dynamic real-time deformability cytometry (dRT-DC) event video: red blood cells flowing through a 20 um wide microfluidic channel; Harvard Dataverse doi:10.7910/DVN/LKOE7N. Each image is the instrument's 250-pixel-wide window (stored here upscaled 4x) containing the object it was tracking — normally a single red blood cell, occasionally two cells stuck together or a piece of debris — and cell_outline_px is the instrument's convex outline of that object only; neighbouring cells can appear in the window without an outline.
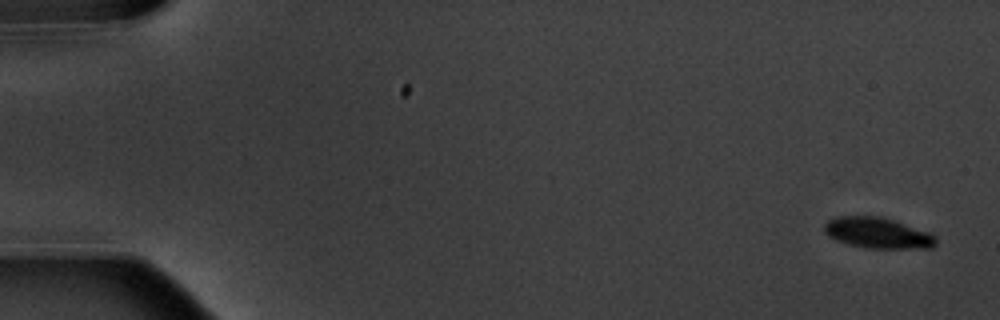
{"species": "common noctule bat (a hibernating species)", "species_latin": "Nyctalus noctula", "temperature_condition": "warm", "stored_images_in_passage": 6, "camera_frame_rate_fps": 3000, "um_per_image_px": 0.085, "animal": {"sex": "male", "body_mass_g": 20.1, "forearm_length_mm": 53.5}, "frame": {"image": 1, "passage_image": 1, "time_ms": 0.0, "image_size_px": [1000, 320], "cell_outline_px": [[936, 244], [932, 248], [864, 248], [848, 244], [828, 236], [824, 232], [824, 224], [828, 220], [836, 216], [884, 216], [932, 232], [936, 236]], "centroid_in_image_um": [74.64, 19.79], "position_along_channel_um": 10.4, "area_um2": 20.46}}